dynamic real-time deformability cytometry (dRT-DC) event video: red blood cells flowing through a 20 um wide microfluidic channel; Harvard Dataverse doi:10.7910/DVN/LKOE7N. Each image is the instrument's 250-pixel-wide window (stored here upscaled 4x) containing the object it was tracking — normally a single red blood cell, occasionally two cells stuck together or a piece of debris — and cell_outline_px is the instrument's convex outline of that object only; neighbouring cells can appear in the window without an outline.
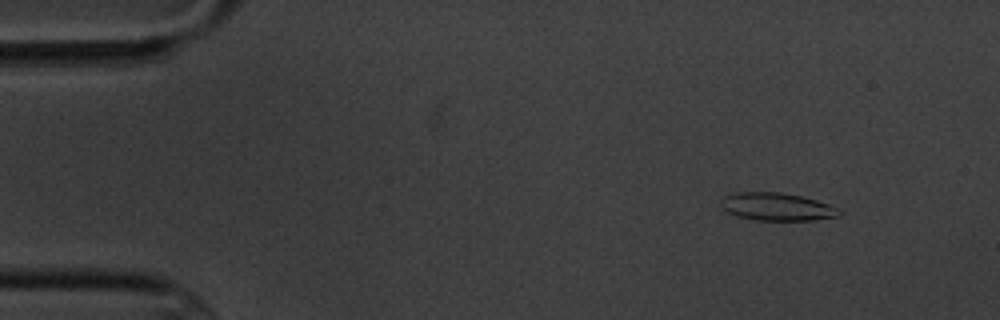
{"species": "common noctule bat (a hibernating species)", "species_latin": "Nyctalus noctula", "temperature_condition": "cold", "stored_images_in_passage": 5, "camera_frame_rate_fps": 3000, "um_per_image_px": 0.085, "animal": {"sex": "male", "body_mass_g": 20.1, "forearm_length_mm": 53.5}, "frame": {"image": 1, "passage_image": 2, "time_ms": 1.333, "image_size_px": [1000, 320], "cell_outline_px": [[844, 212], [840, 216], [812, 220], [756, 220], [736, 216], [728, 212], [720, 204], [720, 200], [724, 196], [736, 192], [780, 192], [800, 196], [816, 200], [840, 208]], "centroid_in_image_um": [66.06, 17.57], "position_along_channel_um": 18.9, "area_um2": 19.25}}